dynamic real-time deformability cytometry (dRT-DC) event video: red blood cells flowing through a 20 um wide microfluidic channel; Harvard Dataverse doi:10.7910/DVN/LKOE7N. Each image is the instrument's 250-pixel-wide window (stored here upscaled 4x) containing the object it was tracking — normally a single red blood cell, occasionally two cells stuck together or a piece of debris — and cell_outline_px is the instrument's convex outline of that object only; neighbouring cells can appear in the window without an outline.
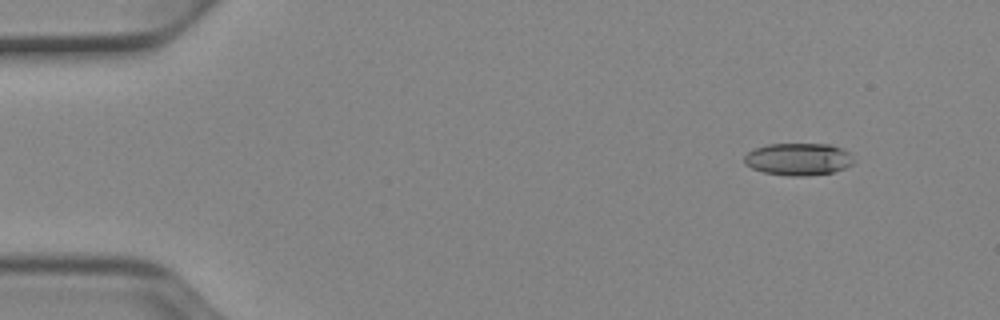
{"species": "Egyptian fruit bat (a non-hibernating species)", "species_latin": "Rousettus aegyptiacus", "temperature_condition": "cold", "stored_images_in_passage": 53, "camera_frame_rate_fps": 3000, "um_per_image_px": 0.085, "animal": {"sex": "female"}, "frame": {"image": 1, "passage_image": 6, "time_ms": 1.667, "image_size_px": [1000, 320], "cell_outline_px": [[856, 160], [852, 164], [844, 168], [832, 172], [804, 176], [788, 176], [764, 172], [752, 168], [744, 164], [744, 156], [748, 152], [756, 148], [768, 144], [832, 144], [848, 152]], "centroid_in_image_um": [67.86, 13.53], "position_along_channel_um": 17.1, "area_um2": 20.58}}
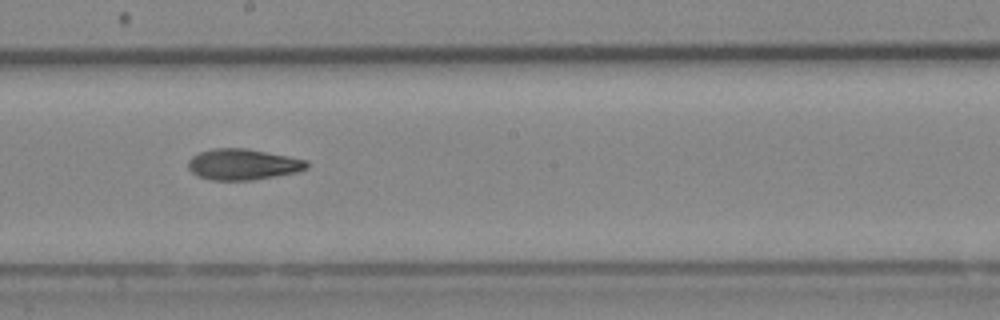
{"frame": {"image": 2, "passage_image": 30, "time_ms": 9.667, "image_size_px": [1000, 320], "cell_outline_px": [[308, 168], [296, 172], [252, 180], [208, 180], [196, 176], [188, 168], [188, 160], [192, 156], [200, 152], [212, 148], [248, 148], [308, 160]], "centroid_in_image_um": [20.62, 13.97], "position_along_channel_um": 227.6, "area_um2": 21.56}}
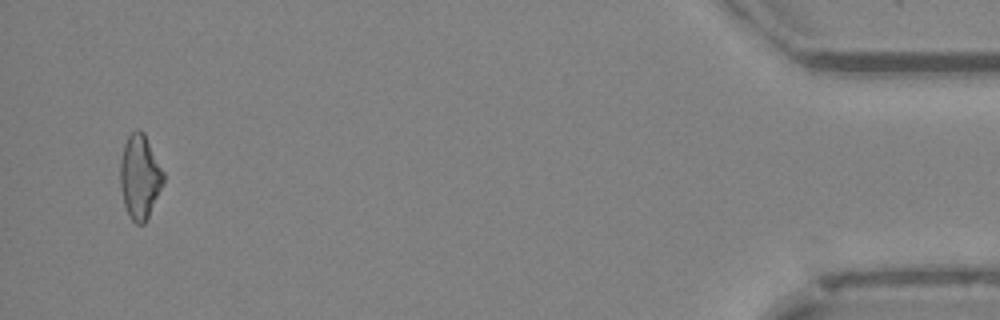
{"frame": {"image": 3, "passage_image": 51, "time_ms": 16.667, "image_size_px": [1000, 320], "cell_outline_px": [[164, 184], [144, 224], [136, 224], [128, 216], [124, 204], [120, 184], [120, 160], [124, 144], [128, 136], [136, 128], [144, 132], [164, 172]], "centroid_in_image_um": [11.88, 15.02], "position_along_channel_um": 423.3, "area_um2": 21.27}, "authors_computed_cell_mechanics": {"area_um2": 20.9814, "velocity_mm_per_s": 3.928, "shape_relaxation_time_tau1_ms": 8.9356, "shape_relaxation_time_tau2_ms": 8.1138, "deformation_change_tau1": 0.1927, "deformation_change_tau2": 0.1827}}